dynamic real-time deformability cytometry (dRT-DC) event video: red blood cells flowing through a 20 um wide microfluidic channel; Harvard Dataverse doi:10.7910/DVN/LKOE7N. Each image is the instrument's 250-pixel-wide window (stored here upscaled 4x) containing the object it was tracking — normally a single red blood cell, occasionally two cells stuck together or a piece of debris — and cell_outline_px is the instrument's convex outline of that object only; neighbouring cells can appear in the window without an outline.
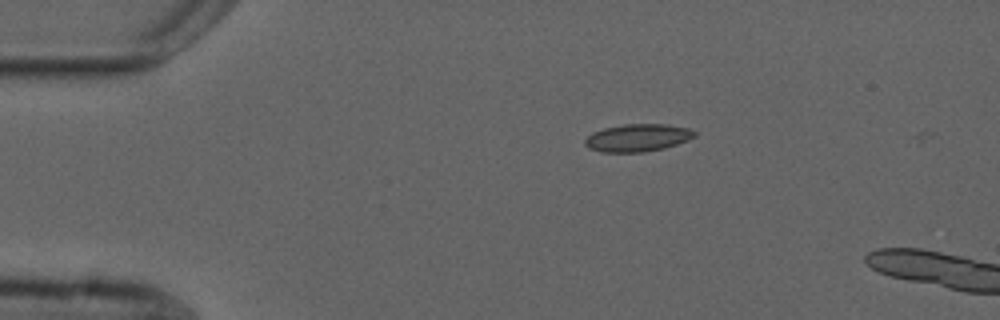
{"species": "common noctule bat (a hibernating species)", "species_latin": "Nyctalus noctula", "temperature_condition": "cold", "stored_images_in_passage": 2, "camera_frame_rate_fps": 3000, "um_per_image_px": 0.085, "animal": {"sex": "male", "forearm_length_mm": 52.5}, "frame": {"image": 1, "passage_image": 1, "time_ms": 0.0, "image_size_px": [1000, 320], "cell_outline_px": [[696, 136], [688, 140], [664, 148], [644, 152], [600, 152], [588, 148], [584, 144], [584, 140], [592, 132], [604, 128], [624, 124], [668, 124], [688, 128], [696, 132]], "centroid_in_image_um": [54.18, 11.71], "position_along_channel_um": 30.8, "area_um2": 17.69}}